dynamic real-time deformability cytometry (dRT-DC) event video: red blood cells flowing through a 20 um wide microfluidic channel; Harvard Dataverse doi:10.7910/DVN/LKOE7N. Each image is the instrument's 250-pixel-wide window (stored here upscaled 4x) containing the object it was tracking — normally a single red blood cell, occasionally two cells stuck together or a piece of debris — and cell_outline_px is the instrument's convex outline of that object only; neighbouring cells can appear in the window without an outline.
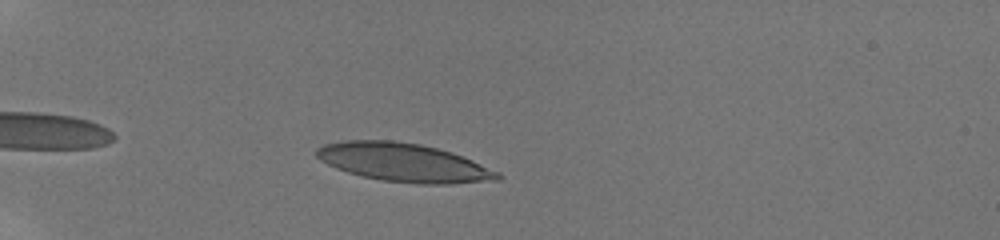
{"species": "human", "species_latin": "Homo sapiens", "temperature_condition": "room temperature", "stored_images_in_passage": 38, "camera_frame_rate_fps": 3000, "um_per_image_px": 0.085, "donor": {"sex": "male"}, "frame": {"image": 1, "passage_image": 6, "time_ms": 1.667, "image_size_px": [1000, 240], "cell_outline_px": [[504, 176], [500, 180], [452, 184], [416, 184], [384, 180], [360, 176], [336, 168], [320, 160], [316, 156], [316, 148], [324, 144], [344, 140], [392, 140], [420, 144], [452, 152], [472, 160], [500, 172]], "centroid_in_image_um": [34.34, 13.82], "position_along_channel_um": 50.7, "area_um2": 40.81}}
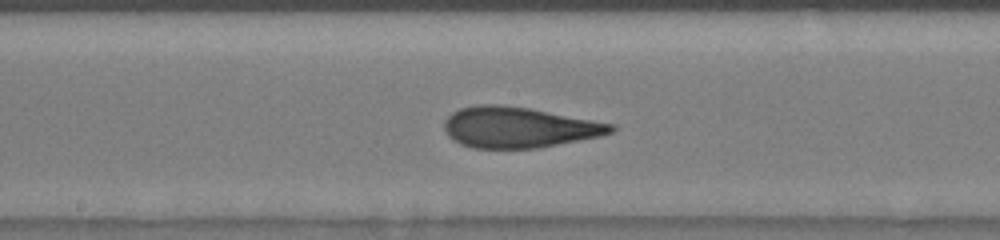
{"frame": {"image": 2, "passage_image": 21, "time_ms": 6.667, "image_size_px": [1000, 240], "cell_outline_px": [[616, 128], [612, 132], [600, 136], [540, 148], [472, 148], [460, 144], [452, 140], [444, 132], [444, 120], [452, 112], [460, 108], [480, 104], [496, 104], [528, 108], [616, 124]], "centroid_in_image_um": [44.07, 10.83], "position_along_channel_um": 204.1, "area_um2": 39.71}}
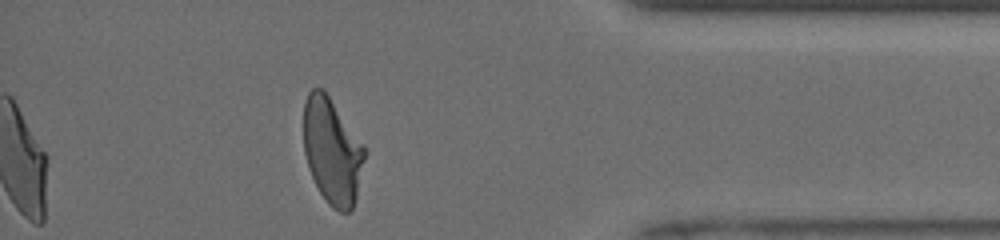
{"frame": {"image": 3, "passage_image": 38, "time_ms": 12.333, "image_size_px": [1000, 240], "cell_outline_px": [[368, 152], [356, 196], [352, 208], [348, 212], [340, 212], [332, 208], [328, 204], [320, 192], [312, 176], [304, 152], [304, 100], [308, 92], [312, 88], [324, 88], [364, 144]], "centroid_in_image_um": [28.26, 12.81], "position_along_channel_um": 406.9, "area_um2": 38.09}, "authors_computed_cell_mechanics": {"area_um2": 39.5063, "velocity_mm_per_s": 3.9612, "shape_relaxation_time_tau1_ms": 5.778, "shape_relaxation_time_tau2_ms": 1.1999, "deformation_change_tau1": 0.2113, "deformation_change_tau2": 0.0817}}